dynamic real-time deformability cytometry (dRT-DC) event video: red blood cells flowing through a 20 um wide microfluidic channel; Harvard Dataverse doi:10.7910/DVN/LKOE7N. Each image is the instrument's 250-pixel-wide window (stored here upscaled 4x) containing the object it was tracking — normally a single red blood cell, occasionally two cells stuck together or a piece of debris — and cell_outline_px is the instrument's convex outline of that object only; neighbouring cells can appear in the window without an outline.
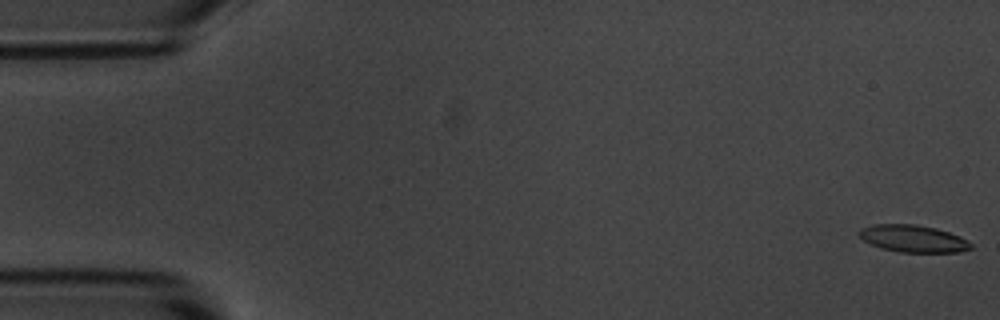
{"species": "common noctule bat (a hibernating species)", "species_latin": "Nyctalus noctula", "temperature_condition": "room temperature", "stored_images_in_passage": 5, "camera_frame_rate_fps": 3000, "um_per_image_px": 0.085, "animal": {"sex": "male", "body_mass_g": 20.1, "forearm_length_mm": 53.5}, "frame": {"image": 1, "passage_image": 1, "time_ms": 0.0, "image_size_px": [1000, 320], "cell_outline_px": [[972, 248], [960, 252], [900, 252], [880, 248], [864, 240], [860, 236], [860, 228], [872, 224], [916, 224], [936, 228], [960, 236], [968, 240], [972, 244]], "centroid_in_image_um": [77.64, 20.28], "position_along_channel_um": 7.4, "area_um2": 17.69}}
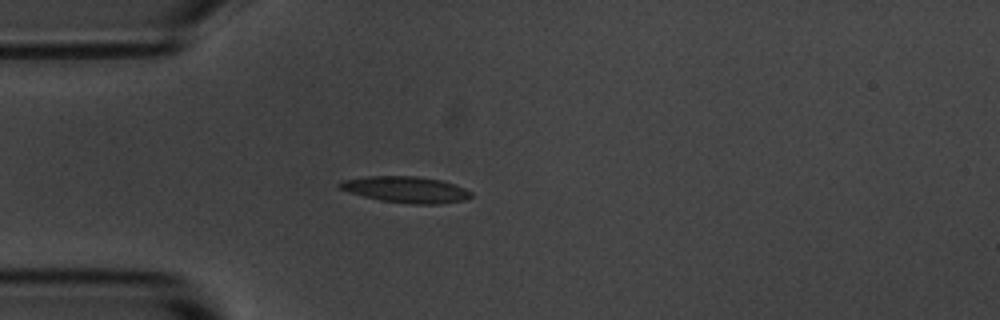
{"frame": {"image": 2, "passage_image": 5, "time_ms": 4.667, "image_size_px": [1000, 320], "cell_outline_px": [[472, 196], [464, 200], [440, 204], [408, 204], [380, 200], [364, 196], [340, 188], [336, 184], [340, 180], [368, 176], [416, 176], [440, 180], [464, 188], [472, 192]], "centroid_in_image_um": [34.49, 16.11], "position_along_channel_um": 50.5, "area_um2": 20.0}}